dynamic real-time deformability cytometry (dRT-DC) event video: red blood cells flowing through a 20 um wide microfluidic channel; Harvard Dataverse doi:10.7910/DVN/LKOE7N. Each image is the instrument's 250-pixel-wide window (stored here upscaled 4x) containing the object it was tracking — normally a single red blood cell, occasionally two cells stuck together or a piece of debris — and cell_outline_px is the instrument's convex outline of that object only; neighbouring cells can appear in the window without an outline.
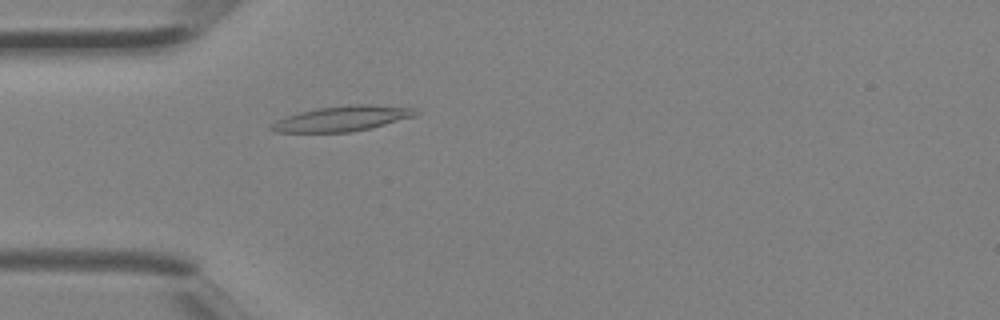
{"species": "Egyptian fruit bat (a non-hibernating species)", "species_latin": "Rousettus aegyptiacus", "temperature_condition": "room temperature", "stored_images_in_passage": 3, "camera_frame_rate_fps": 3000, "um_per_image_px": 0.085, "animal": {"sex": "female"}, "frame": {"image": 1, "passage_image": 3, "time_ms": 0.667, "image_size_px": [1000, 320], "cell_outline_px": [[424, 112], [416, 116], [352, 132], [276, 132], [268, 128], [268, 124], [276, 120], [300, 112], [316, 108], [348, 104], [372, 104], [412, 108]], "centroid_in_image_um": [29.09, 10.07], "position_along_channel_um": 55.9, "area_um2": 21.33}}